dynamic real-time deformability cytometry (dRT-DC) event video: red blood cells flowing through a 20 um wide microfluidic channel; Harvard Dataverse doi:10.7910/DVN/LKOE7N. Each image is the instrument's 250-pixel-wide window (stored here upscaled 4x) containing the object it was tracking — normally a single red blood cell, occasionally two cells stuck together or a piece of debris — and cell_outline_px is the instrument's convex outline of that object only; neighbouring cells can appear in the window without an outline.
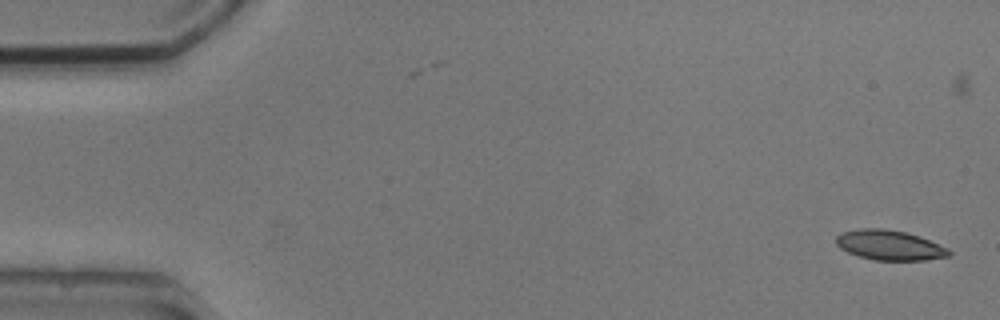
{"species": "common noctule bat (a hibernating species)", "species_latin": "Nyctalus noctula", "temperature_condition": "cold", "stored_images_in_passage": 5, "camera_frame_rate_fps": 3000, "um_per_image_px": 0.085, "animal": {"sex": "male", "body_mass_g": 20.5, "forearm_length_mm": 52.5}, "frame": {"image": 1, "passage_image": 1, "time_ms": 0.0, "image_size_px": [1000, 320], "cell_outline_px": [[952, 252], [948, 256], [924, 260], [876, 260], [860, 256], [848, 252], [840, 248], [836, 244], [836, 236], [840, 232], [860, 228], [884, 228], [904, 232], [920, 236], [948, 248]], "centroid_in_image_um": [75.59, 20.83], "position_along_channel_um": 9.4, "area_um2": 19.65}}